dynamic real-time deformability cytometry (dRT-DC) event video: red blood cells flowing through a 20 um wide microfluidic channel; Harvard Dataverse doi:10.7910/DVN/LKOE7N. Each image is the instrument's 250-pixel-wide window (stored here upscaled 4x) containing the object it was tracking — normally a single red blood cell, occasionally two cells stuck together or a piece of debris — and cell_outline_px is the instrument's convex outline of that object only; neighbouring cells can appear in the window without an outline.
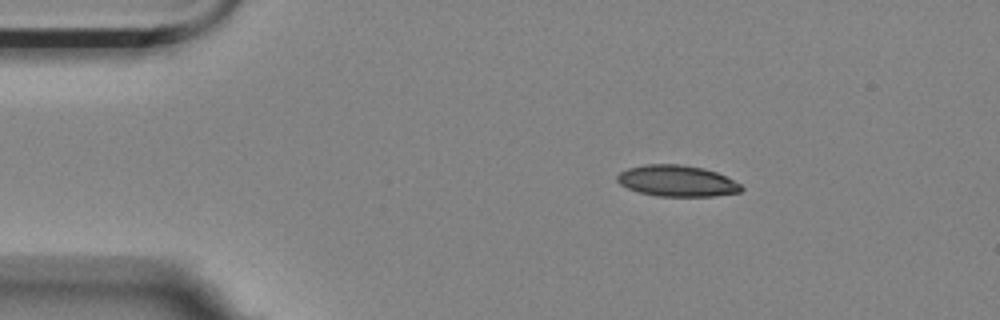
{"species": "Egyptian fruit bat (a non-hibernating species)", "species_latin": "Rousettus aegyptiacus", "temperature_condition": "room temperature", "stored_images_in_passage": 3, "camera_frame_rate_fps": 3000, "um_per_image_px": 0.085, "animal": {"sex": "female"}, "frame": {"image": 1, "passage_image": 1, "time_ms": 0.0, "image_size_px": [1000, 320], "cell_outline_px": [[744, 188], [740, 192], [712, 196], [656, 196], [640, 192], [628, 188], [620, 184], [616, 180], [616, 176], [620, 172], [628, 168], [644, 164], [680, 164], [704, 168], [716, 172], [740, 184]], "centroid_in_image_um": [57.52, 15.37], "position_along_channel_um": 27.5, "area_um2": 22.48}}
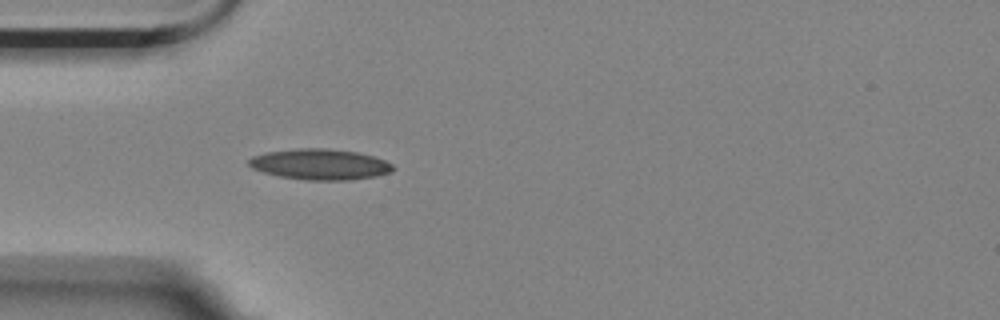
{"frame": {"image": 2, "passage_image": 3, "time_ms": 0.667, "image_size_px": [1000, 320], "cell_outline_px": [[396, 168], [392, 172], [376, 176], [348, 180], [308, 180], [280, 176], [264, 172], [252, 168], [248, 164], [248, 160], [252, 156], [268, 152], [300, 148], [324, 148], [356, 152], [372, 156], [384, 160], [392, 164]], "centroid_in_image_um": [27.22, 13.97], "position_along_channel_um": 57.8, "area_um2": 25.66}}